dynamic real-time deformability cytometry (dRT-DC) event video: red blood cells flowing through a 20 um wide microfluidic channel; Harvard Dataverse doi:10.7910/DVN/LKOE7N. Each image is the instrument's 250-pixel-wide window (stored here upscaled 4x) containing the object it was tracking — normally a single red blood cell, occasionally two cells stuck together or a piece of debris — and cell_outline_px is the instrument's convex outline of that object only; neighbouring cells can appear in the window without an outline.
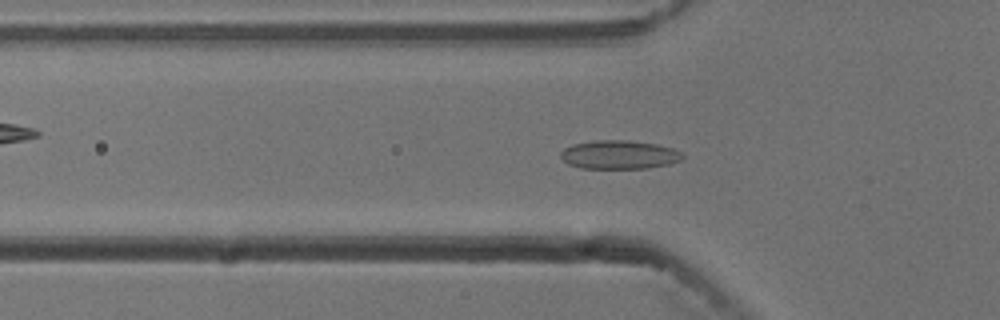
{"species": "common noctule bat (a hibernating species)", "species_latin": "Nyctalus noctula", "temperature_condition": "cold", "stored_images_in_passage": 54, "camera_frame_rate_fps": 3000, "um_per_image_px": 0.085, "animal": {"sex": "male", "body_mass_g": 13.3}, "frame": {"image": 1, "passage_image": 17, "time_ms": 5.333, "image_size_px": [1000, 320], "cell_outline_px": [[684, 156], [680, 160], [668, 164], [648, 168], [580, 168], [568, 164], [560, 156], [560, 152], [564, 148], [572, 144], [596, 140], [628, 140], [656, 144], [672, 148], [684, 152]], "centroid_in_image_um": [52.63, 13.14], "position_along_channel_um": 73.2, "area_um2": 20.4}}
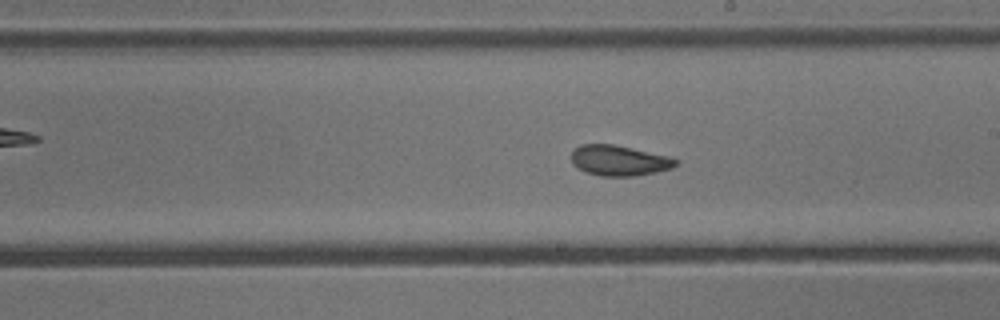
{"frame": {"image": 2, "passage_image": 30, "time_ms": 9.667, "image_size_px": [1000, 320], "cell_outline_px": [[680, 164], [672, 168], [636, 176], [600, 176], [588, 172], [572, 164], [572, 152], [580, 144], [612, 144], [632, 148], [668, 156], [680, 160]], "centroid_in_image_um": [52.67, 13.64], "position_along_channel_um": 236.3, "area_um2": 18.44}}
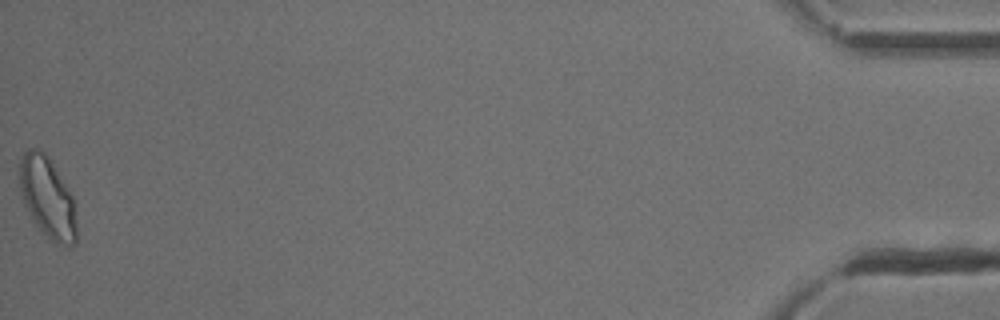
{"frame": {"image": 3, "passage_image": 54, "time_ms": 17.667, "image_size_px": [1000, 320], "cell_outline_px": [[76, 244], [72, 248], [68, 248], [56, 244], [36, 228], [24, 204], [20, 188], [20, 160], [24, 152], [28, 148], [40, 148], [52, 160], [72, 196], [76, 224]], "centroid_in_image_um": [4.04, 16.83], "position_along_channel_um": 431.2, "area_um2": 27.28}, "authors_computed_cell_mechanics": {"area_um2": 20.2011, "velocity_mm_per_s": 3.7405, "shape_relaxation_time_tau1_ms": null, "shape_relaxation_time_tau2_ms": 2.1375, "deformation_change_tau1": null, "deformation_change_tau2": 0.0657}}